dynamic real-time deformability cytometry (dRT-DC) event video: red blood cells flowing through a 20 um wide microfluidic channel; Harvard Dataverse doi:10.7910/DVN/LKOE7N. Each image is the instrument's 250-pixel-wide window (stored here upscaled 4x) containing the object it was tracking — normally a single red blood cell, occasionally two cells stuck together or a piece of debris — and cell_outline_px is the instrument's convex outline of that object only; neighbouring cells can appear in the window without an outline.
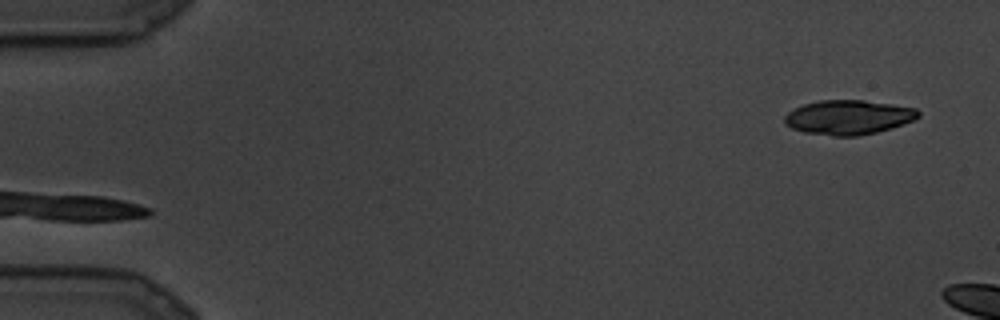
{"species": "common noctule bat (a hibernating species)", "species_latin": "Nyctalus noctula", "temperature_condition": "cold", "stored_images_in_passage": 4, "camera_frame_rate_fps": 3000, "um_per_image_px": 0.085, "animal": {"sex": "male", "body_mass_g": 19.5, "forearm_length_mm": 54.6}, "frame": {"image": 1, "passage_image": 1, "time_ms": 0.0, "image_size_px": [1000, 320], "cell_outline_px": [[920, 116], [904, 124], [892, 128], [876, 132], [856, 136], [832, 136], [804, 132], [792, 128], [784, 124], [784, 116], [792, 108], [804, 104], [820, 100], [864, 100], [892, 104], [916, 108], [920, 112]], "centroid_in_image_um": [72.1, 9.96], "position_along_channel_um": 12.9, "area_um2": 26.99}}